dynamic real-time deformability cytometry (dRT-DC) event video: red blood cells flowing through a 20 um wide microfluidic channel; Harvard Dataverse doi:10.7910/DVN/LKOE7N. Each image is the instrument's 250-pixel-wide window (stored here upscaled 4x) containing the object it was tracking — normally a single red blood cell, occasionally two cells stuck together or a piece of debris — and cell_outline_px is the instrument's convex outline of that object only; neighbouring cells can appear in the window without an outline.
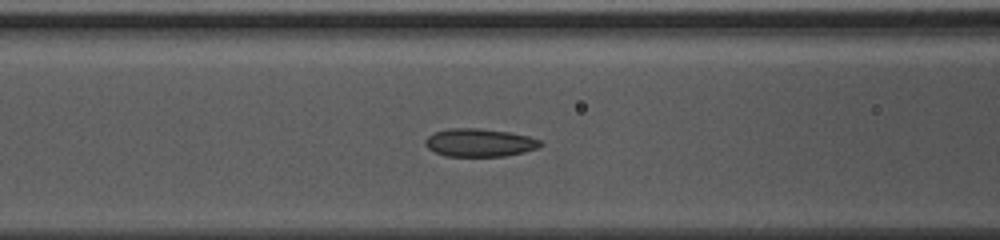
{"species": "common noctule bat (a hibernating species)", "species_latin": "Nyctalus noctula", "temperature_condition": "warm", "stored_images_in_passage": 11, "camera_frame_rate_fps": 3000, "um_per_image_px": 0.085, "animal": {"sex": "female", "body_mass_g": 10.0, "forearm_length_mm": 53.1}, "frame": {"image": 1, "passage_image": 7, "time_ms": 2.0, "image_size_px": [1000, 240], "cell_outline_px": [[544, 144], [536, 148], [524, 152], [504, 156], [444, 156], [428, 148], [424, 144], [424, 140], [428, 136], [436, 132], [448, 128], [476, 128], [508, 132], [528, 136], [540, 140]], "centroid_in_image_um": [40.74, 12.12], "position_along_channel_um": 125.9, "area_um2": 18.73}}
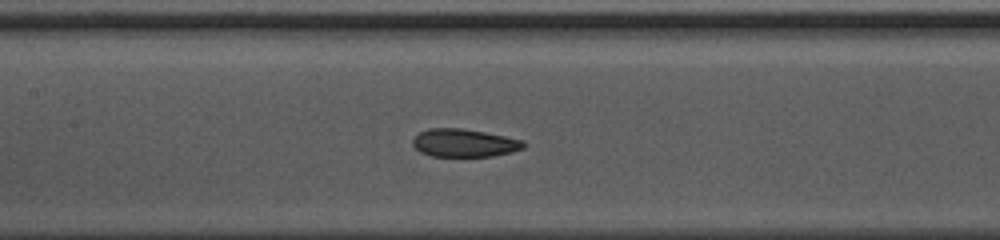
{"frame": {"image": 2, "passage_image": 10, "time_ms": 3.0, "image_size_px": [1000, 240], "cell_outline_px": [[524, 148], [512, 152], [492, 156], [432, 156], [420, 152], [412, 144], [412, 140], [420, 132], [428, 128], [460, 128], [484, 132], [524, 140]], "centroid_in_image_um": [39.45, 12.15], "position_along_channel_um": 167.9, "area_um2": 17.98}}